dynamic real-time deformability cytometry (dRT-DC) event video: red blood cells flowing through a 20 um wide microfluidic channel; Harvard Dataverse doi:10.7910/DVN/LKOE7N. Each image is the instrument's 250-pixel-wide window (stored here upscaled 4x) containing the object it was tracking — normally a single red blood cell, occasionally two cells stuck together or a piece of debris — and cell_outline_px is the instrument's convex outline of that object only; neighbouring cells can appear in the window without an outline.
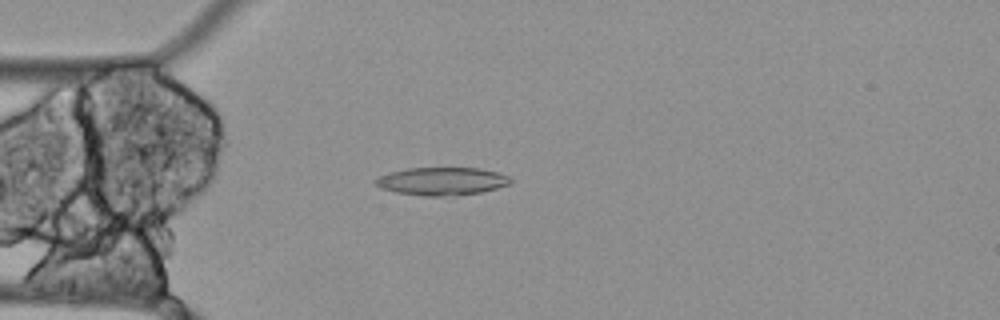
{"species": "Egyptian fruit bat (a non-hibernating species)", "species_latin": "Rousettus aegyptiacus", "temperature_condition": "cold", "stored_images_in_passage": 38, "camera_frame_rate_fps": 3000, "um_per_image_px": 0.085, "animal": {"sex": "female"}, "frame": {"image": 1, "passage_image": 1, "time_ms": 0.0, "image_size_px": [1000, 320], "cell_outline_px": [[512, 180], [508, 184], [496, 188], [480, 192], [444, 196], [424, 196], [396, 192], [380, 188], [372, 180], [388, 172], [408, 168], [480, 168], [496, 172], [508, 176]], "centroid_in_image_um": [37.5, 15.4], "position_along_channel_um": 47.5, "area_um2": 21.79}}
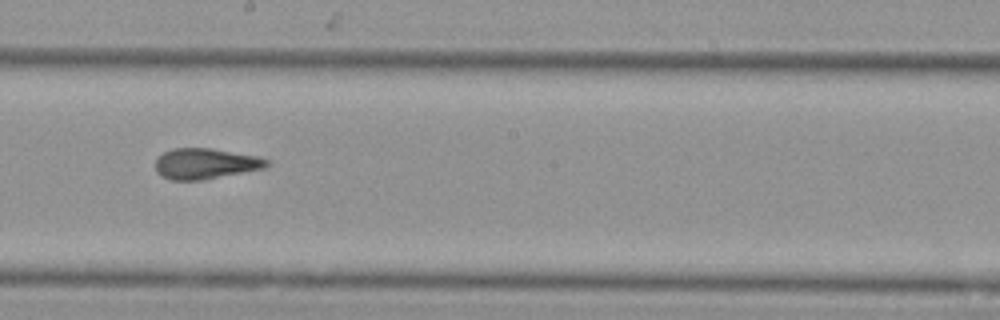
{"frame": {"image": 2, "passage_image": 17, "time_ms": 5.333, "image_size_px": [1000, 320], "cell_outline_px": [[272, 164], [264, 168], [204, 180], [172, 180], [160, 176], [156, 172], [156, 160], [164, 152], [172, 148], [212, 148], [260, 156], [272, 160]], "centroid_in_image_um": [17.52, 13.91], "position_along_channel_um": 230.7, "area_um2": 20.23}}
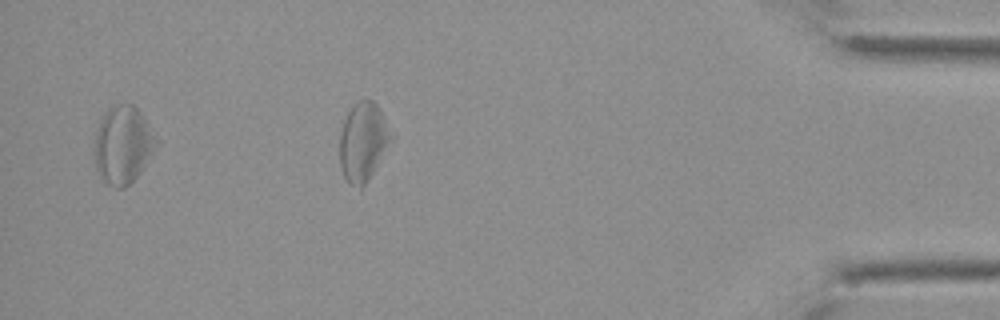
{"frame": {"image": 3, "passage_image": 36, "time_ms": 11.667, "image_size_px": [1000, 320], "cell_outline_px": [[160, 144], [140, 172], [124, 188], [116, 188], [108, 184], [100, 176], [96, 168], [92, 148], [96, 128], [104, 112], [112, 104], [132, 104], [144, 116]], "centroid_in_image_um": [10.43, 12.29], "position_along_channel_um": 424.8, "area_um2": 28.44}, "authors_computed_cell_mechanics": {"area_um2": 20.8947, "velocity_mm_per_s": 3.4634, "shape_relaxation_time_tau1_ms": null, "shape_relaxation_time_tau2_ms": 2.8709, "deformation_change_tau1": null, "deformation_change_tau2": 0.121}}